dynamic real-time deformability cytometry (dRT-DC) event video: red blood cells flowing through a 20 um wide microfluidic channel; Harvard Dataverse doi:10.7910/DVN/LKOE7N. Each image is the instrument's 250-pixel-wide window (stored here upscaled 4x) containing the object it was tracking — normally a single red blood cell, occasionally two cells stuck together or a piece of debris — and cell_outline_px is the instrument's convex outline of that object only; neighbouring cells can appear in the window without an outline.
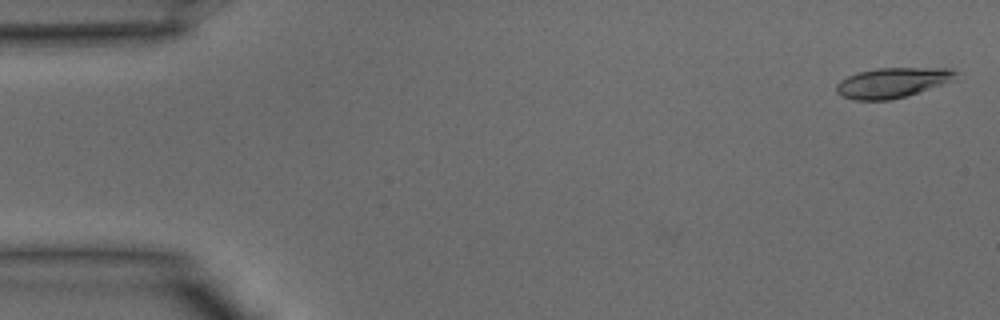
{"species": "common noctule bat (a hibernating species)", "species_latin": "Nyctalus noctula", "temperature_condition": "warm", "stored_images_in_passage": 2, "camera_frame_rate_fps": 3000, "um_per_image_px": 0.085, "animal": {"sex": "male", "body_mass_g": 15.6}, "frame": {"image": 1, "passage_image": 2, "time_ms": 0.333, "image_size_px": [1000, 320], "cell_outline_px": [[960, 80], [904, 96], [888, 100], [852, 100], [840, 96], [836, 92], [836, 84], [840, 80], [848, 76], [860, 72], [876, 68], [952, 68], [956, 72]], "centroid_in_image_um": [75.9, 7.02], "position_along_channel_um": 9.1, "area_um2": 21.21}}